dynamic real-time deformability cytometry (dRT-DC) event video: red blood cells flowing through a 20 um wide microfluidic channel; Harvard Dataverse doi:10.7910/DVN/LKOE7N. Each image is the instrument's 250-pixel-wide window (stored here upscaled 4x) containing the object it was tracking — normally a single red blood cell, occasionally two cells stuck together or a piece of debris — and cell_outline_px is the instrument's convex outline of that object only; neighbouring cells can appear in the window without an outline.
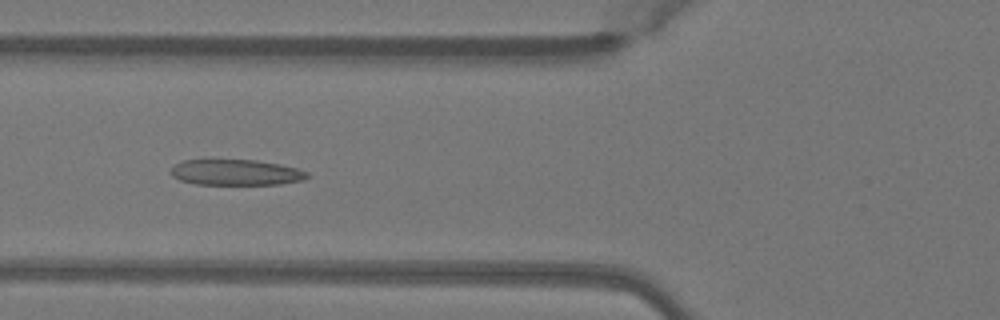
{"species": "Egyptian fruit bat (a non-hibernating species)", "species_latin": "Rousettus aegyptiacus", "temperature_condition": "warm", "stored_images_in_passage": 50, "camera_frame_rate_fps": 3000, "um_per_image_px": 0.085, "animal": {"sex": "female"}, "frame": {"image": 1, "passage_image": 19, "time_ms": 6.0, "image_size_px": [1000, 320], "cell_outline_px": [[308, 176], [304, 180], [280, 184], [192, 184], [180, 180], [172, 176], [168, 172], [180, 160], [204, 156], [256, 160], [280, 164], [296, 168], [308, 172]], "centroid_in_image_um": [19.93, 14.59], "position_along_channel_um": 105.9, "area_um2": 21.62}}
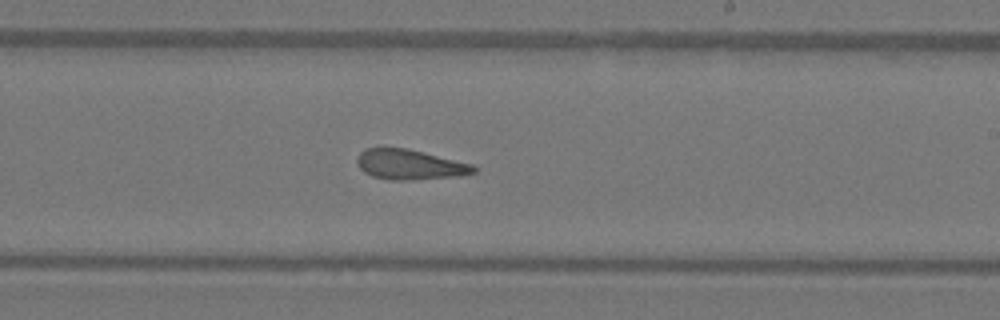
{"frame": {"image": 2, "passage_image": 30, "time_ms": 9.667, "image_size_px": [1000, 320], "cell_outline_px": [[476, 172], [460, 176], [412, 180], [392, 180], [372, 176], [364, 172], [360, 168], [356, 160], [360, 152], [364, 148], [408, 148], [472, 164], [476, 168]], "centroid_in_image_um": [34.83, 13.99], "position_along_channel_um": 254.2, "area_um2": 20.46}}
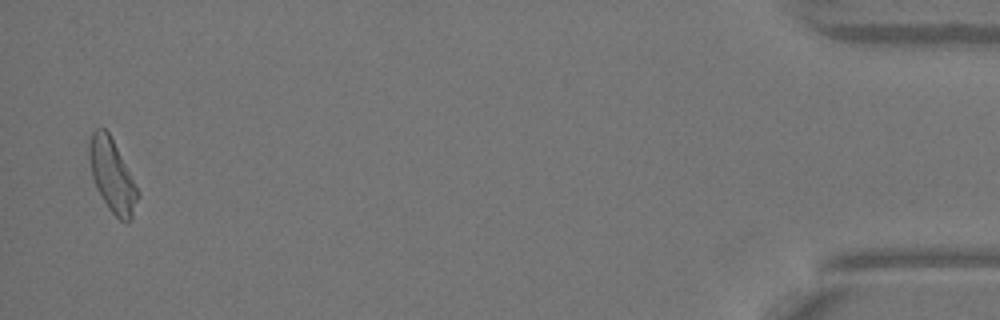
{"frame": {"image": 3, "passage_image": 49, "time_ms": 16.0, "image_size_px": [1000, 320], "cell_outline_px": [[140, 196], [132, 216], [128, 220], [120, 220], [108, 208], [96, 188], [92, 176], [88, 156], [88, 144], [92, 132], [96, 128], [104, 128], [108, 132], [140, 192]], "centroid_in_image_um": [9.52, 14.92], "position_along_channel_um": 425.7, "area_um2": 20.35}, "authors_computed_cell_mechanics": {"area_um2": 21.0103, "velocity_mm_per_s": 4.0541, "shape_relaxation_time_tau1_ms": null, "shape_relaxation_time_tau2_ms": 2.2775, "deformation_change_tau1": null, "deformation_change_tau2": 0.1164}}